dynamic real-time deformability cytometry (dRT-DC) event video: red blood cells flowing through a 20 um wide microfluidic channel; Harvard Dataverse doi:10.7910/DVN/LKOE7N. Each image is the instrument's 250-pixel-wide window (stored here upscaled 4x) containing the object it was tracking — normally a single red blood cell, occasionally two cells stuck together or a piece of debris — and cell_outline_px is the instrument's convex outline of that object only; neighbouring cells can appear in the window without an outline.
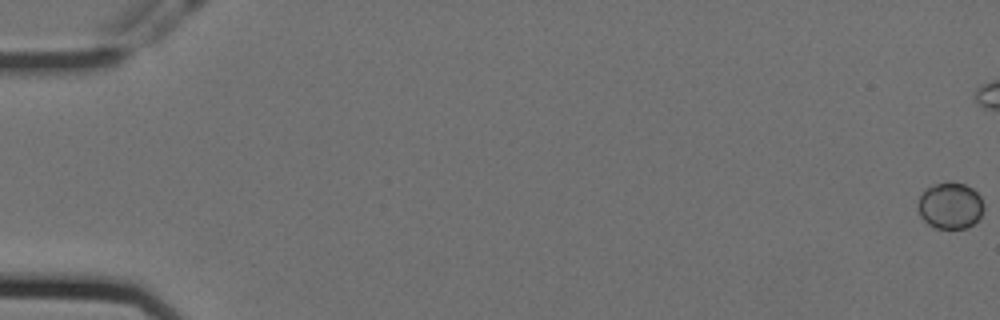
{"species": "Egyptian fruit bat (a non-hibernating species)", "species_latin": "Rousettus aegyptiacus", "temperature_condition": "cold", "stored_images_in_passage": 30, "camera_frame_rate_fps": 3000, "um_per_image_px": 0.085, "animal": {"sex": "female"}, "frame": {"image": 1, "passage_image": 1, "time_ms": 0.0, "image_size_px": [1000, 320], "cell_outline_px": [[984, 208], [980, 216], [968, 228], [936, 228], [928, 224], [920, 216], [916, 204], [924, 188], [932, 184], [948, 180], [952, 180], [964, 184], [972, 188], [980, 196], [984, 204]], "centroid_in_image_um": [80.74, 17.44], "position_along_channel_um": 4.3, "area_um2": 18.21}}
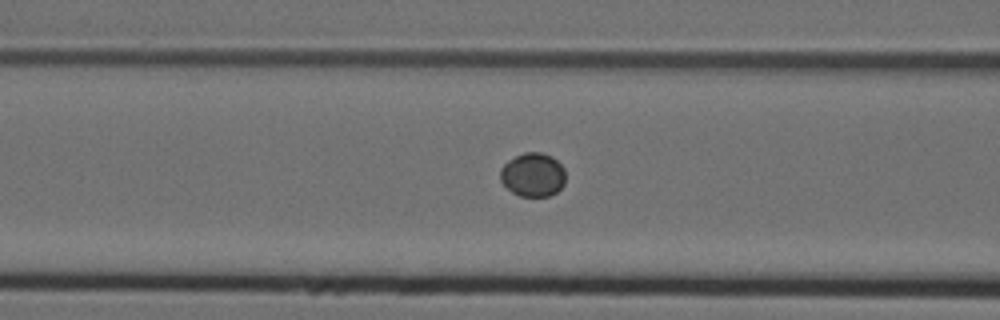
{"frame": {"image": 2, "passage_image": 25, "time_ms": 8.0, "image_size_px": [1000, 320], "cell_outline_px": [[564, 184], [556, 192], [548, 196], [520, 196], [512, 192], [500, 180], [500, 168], [508, 160], [524, 152], [540, 152], [552, 156], [564, 168]], "centroid_in_image_um": [45.28, 14.84], "position_along_channel_um": 121.3, "area_um2": 16.59}}
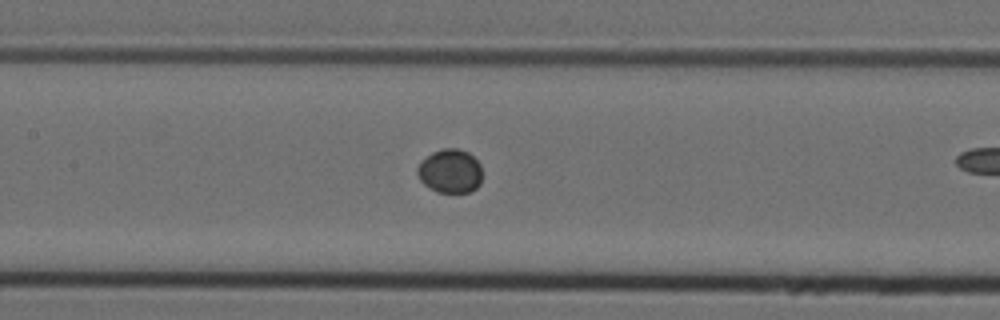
{"frame": {"image": 3, "passage_image": 29, "time_ms": 9.333, "image_size_px": [1000, 320], "cell_outline_px": [[480, 184], [476, 188], [468, 192], [436, 192], [424, 184], [420, 180], [416, 172], [416, 168], [420, 160], [432, 152], [440, 148], [456, 148], [468, 152], [480, 164]], "centroid_in_image_um": [38.21, 14.53], "position_along_channel_um": 169.2, "area_um2": 16.65}}